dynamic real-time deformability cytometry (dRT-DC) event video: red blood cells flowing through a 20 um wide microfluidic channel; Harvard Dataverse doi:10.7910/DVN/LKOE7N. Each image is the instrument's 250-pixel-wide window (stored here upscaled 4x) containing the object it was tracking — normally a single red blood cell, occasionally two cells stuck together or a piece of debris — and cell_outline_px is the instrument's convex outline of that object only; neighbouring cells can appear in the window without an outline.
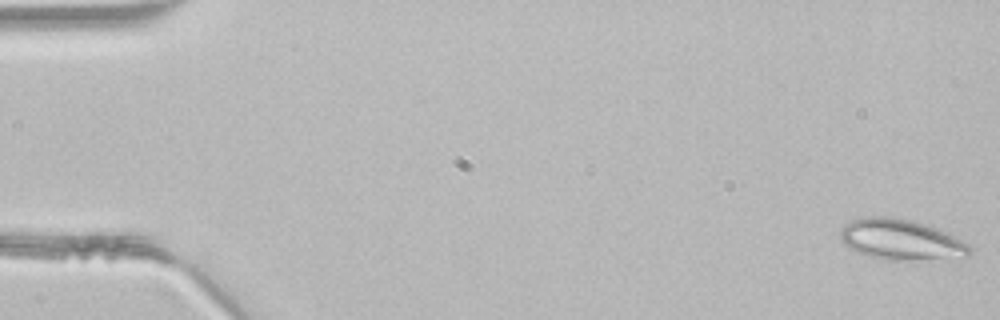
{"species": "common noctule bat (a hibernating species)", "species_latin": "Nyctalus noctula", "temperature_condition": "room temperature", "stored_images_in_passage": 47, "segment_of_instrument_passage": [1, 2], "camera_frame_rate_fps": 3000, "um_per_image_px": 0.085, "animal": {"sex": "male", "body_mass_g": 21.5, "forearm_length_mm": 52.0}, "frame": {"image": 1, "passage_image": 1, "time_ms": 0.0, "image_size_px": [1000, 320], "cell_outline_px": [[972, 252], [968, 256], [908, 260], [884, 260], [868, 256], [844, 244], [840, 236], [840, 228], [844, 224], [852, 220], [868, 216], [892, 216], [912, 220], [948, 232], [968, 244], [972, 248]], "centroid_in_image_um": [76.57, 20.35], "position_along_channel_um": 8.4, "area_um2": 30.58}}
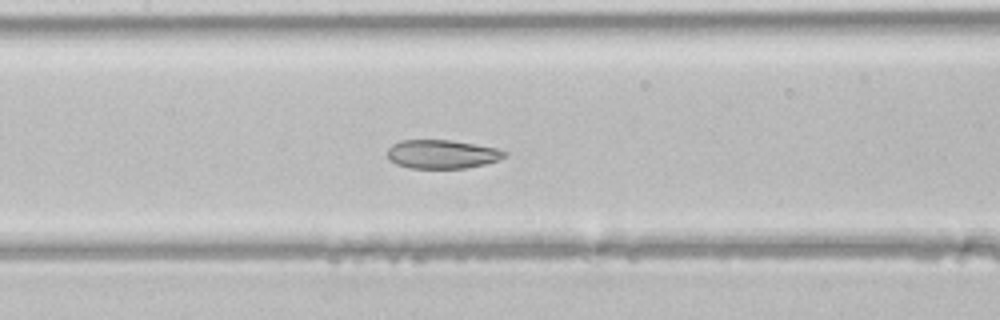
{"frame": {"image": 2, "passage_image": 22, "time_ms": 7.0, "image_size_px": [1000, 320], "cell_outline_px": [[508, 156], [500, 160], [484, 164], [464, 168], [408, 168], [396, 164], [388, 160], [388, 148], [392, 144], [400, 140], [452, 140], [476, 144], [496, 148], [508, 152]], "centroid_in_image_um": [37.58, 13.1], "position_along_channel_um": 169.8, "area_um2": 19.83}}
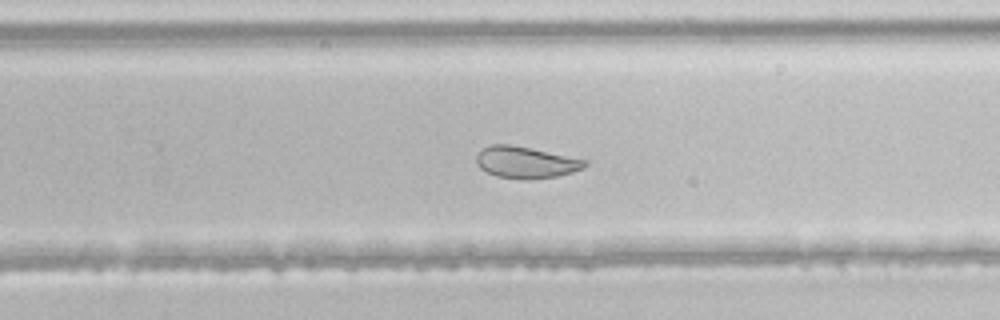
{"frame": {"image": 3, "passage_image": 30, "time_ms": 9.667, "image_size_px": [1000, 320], "cell_outline_px": [[588, 164], [584, 168], [572, 172], [556, 176], [532, 180], [528, 180], [496, 176], [480, 168], [476, 164], [476, 156], [484, 148], [492, 144], [508, 144], [588, 160]], "centroid_in_image_um": [44.7, 13.81], "position_along_channel_um": 285.1, "area_um2": 19.83}}